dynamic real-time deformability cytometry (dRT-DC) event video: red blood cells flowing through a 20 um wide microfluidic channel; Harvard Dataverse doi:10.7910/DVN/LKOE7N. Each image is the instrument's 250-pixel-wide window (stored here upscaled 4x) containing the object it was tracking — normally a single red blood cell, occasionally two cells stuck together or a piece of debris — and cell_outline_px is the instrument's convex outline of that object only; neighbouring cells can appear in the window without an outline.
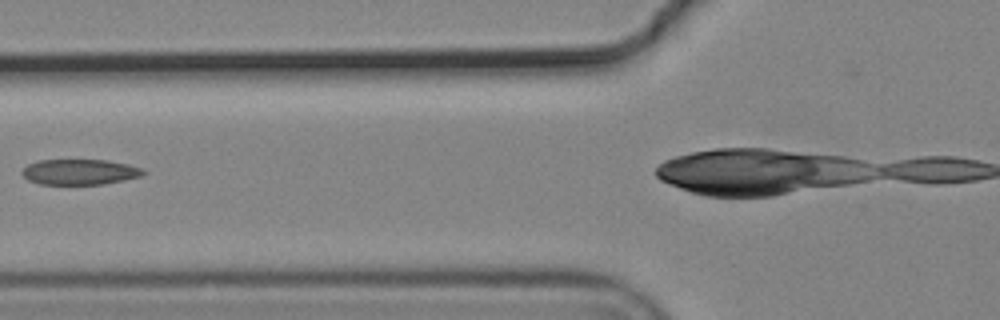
{"species": "common noctule bat (a hibernating species)", "species_latin": "Nyctalus noctula", "temperature_condition": "cold", "stored_images_in_passage": 3, "camera_frame_rate_fps": 3000, "um_per_image_px": 0.085, "animal": {"sex": "male", "body_mass_g": 19.2, "forearm_length_mm": 51.8}, "frame": {"image": 1, "passage_image": 2, "time_ms": 0.333, "image_size_px": [1000, 320], "cell_outline_px": [[148, 172], [140, 176], [104, 184], [40, 184], [28, 180], [20, 172], [28, 164], [40, 160], [108, 160], [128, 164], [144, 168]], "centroid_in_image_um": [6.8, 14.61], "position_along_channel_um": 119.0, "area_um2": 18.03}}